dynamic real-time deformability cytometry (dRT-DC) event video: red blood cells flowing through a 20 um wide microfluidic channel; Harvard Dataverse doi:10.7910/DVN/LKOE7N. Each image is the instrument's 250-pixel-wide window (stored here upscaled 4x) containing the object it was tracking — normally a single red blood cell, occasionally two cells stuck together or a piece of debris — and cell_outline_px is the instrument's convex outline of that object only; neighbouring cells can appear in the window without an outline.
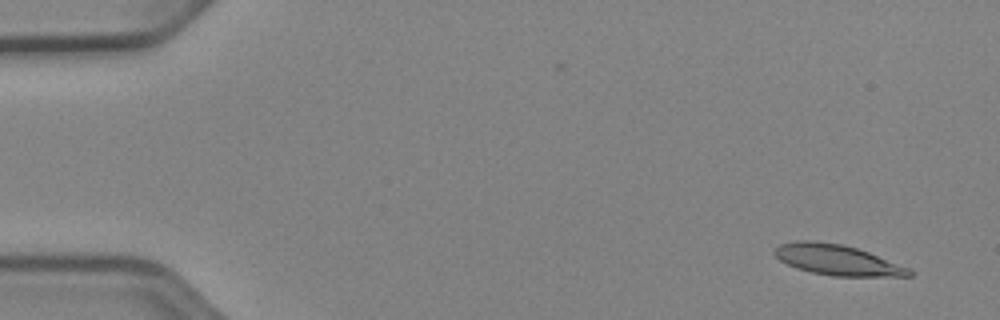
{"species": "Egyptian fruit bat (a non-hibernating species)", "species_latin": "Rousettus aegyptiacus", "temperature_condition": "cold", "stored_images_in_passage": 52, "camera_frame_rate_fps": 3000, "um_per_image_px": 0.085, "animal": {"sex": "female"}, "frame": {"image": 1, "passage_image": 3, "time_ms": 0.667, "image_size_px": [1000, 320], "cell_outline_px": [[912, 276], [832, 276], [812, 272], [796, 268], [780, 260], [772, 252], [780, 244], [796, 240], [816, 240], [844, 244], [868, 252], [908, 268], [912, 272]], "centroid_in_image_um": [71.11, 22.08], "position_along_channel_um": 13.9, "area_um2": 23.76}}
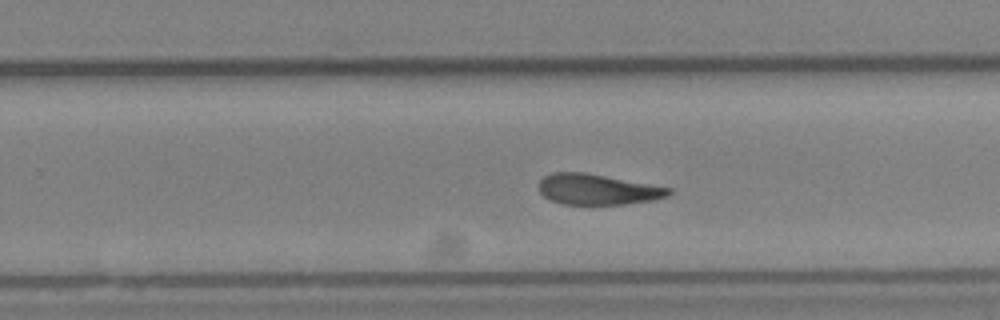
{"frame": {"image": 2, "passage_image": 33, "time_ms": 10.667, "image_size_px": [1000, 320], "cell_outline_px": [[672, 192], [668, 196], [652, 200], [624, 204], [564, 204], [552, 200], [544, 196], [540, 192], [540, 180], [544, 176], [552, 172], [584, 172], [672, 188]], "centroid_in_image_um": [50.8, 16.09], "position_along_channel_um": 279.0, "area_um2": 22.95}}
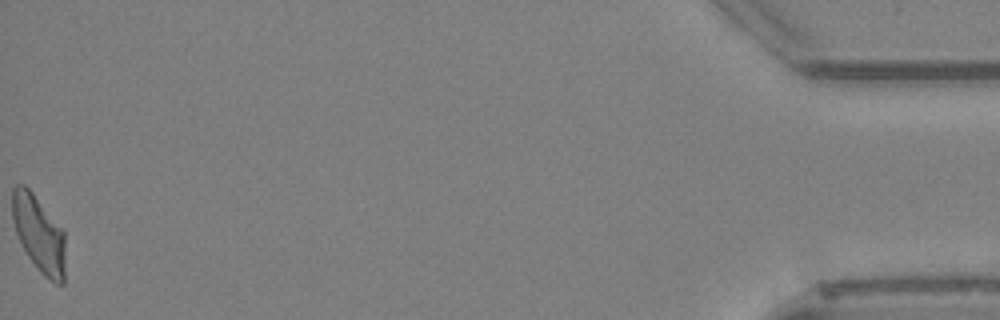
{"frame": {"image": 3, "passage_image": 52, "time_ms": 17.0, "image_size_px": [1000, 320], "cell_outline_px": [[64, 284], [56, 284], [44, 276], [36, 268], [28, 256], [16, 232], [12, 220], [12, 188], [16, 184], [24, 184], [32, 192], [64, 232]], "centroid_in_image_um": [3.29, 19.88], "position_along_channel_um": 431.9, "area_um2": 23.35}, "authors_computed_cell_mechanics": {"area_um2": 24.0737, "velocity_mm_per_s": 3.9347, "shape_relaxation_time_tau1_ms": null, "shape_relaxation_time_tau2_ms": 5.3947, "deformation_change_tau1": null, "deformation_change_tau2": 0.138}}